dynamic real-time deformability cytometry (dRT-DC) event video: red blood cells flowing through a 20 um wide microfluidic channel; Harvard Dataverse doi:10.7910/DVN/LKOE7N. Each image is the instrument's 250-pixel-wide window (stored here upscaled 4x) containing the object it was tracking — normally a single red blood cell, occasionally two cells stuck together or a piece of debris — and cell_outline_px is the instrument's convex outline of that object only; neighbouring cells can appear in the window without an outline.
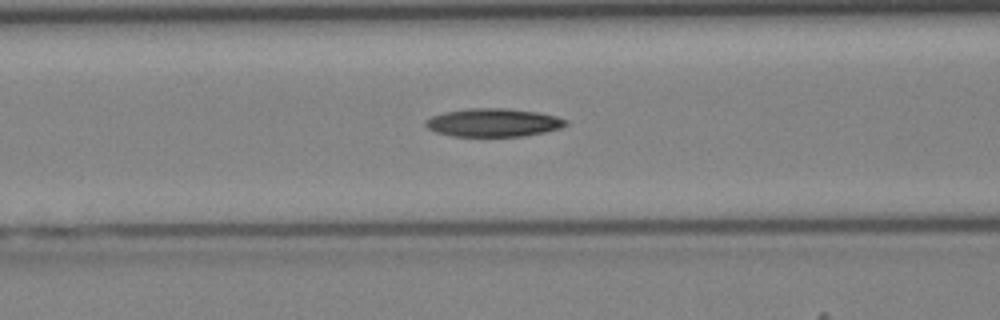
{"species": "Egyptian fruit bat (a non-hibernating species)", "species_latin": "Rousettus aegyptiacus", "temperature_condition": "cold", "stored_images_in_passage": 33, "camera_frame_rate_fps": 3000, "um_per_image_px": 0.085, "animal": {"sex": "female"}, "frame": {"image": 1, "passage_image": 10, "time_ms": 3.0, "image_size_px": [1000, 320], "cell_outline_px": [[568, 124], [560, 128], [544, 132], [524, 136], [452, 136], [436, 132], [428, 128], [424, 124], [424, 120], [432, 116], [444, 112], [472, 108], [508, 108], [536, 112], [556, 116], [568, 120]], "centroid_in_image_um": [41.93, 10.42], "position_along_channel_um": 124.7, "area_um2": 23.06}}
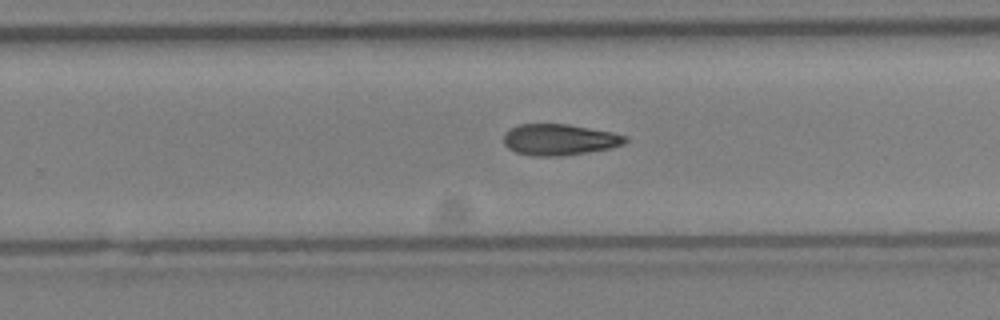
{"frame": {"image": 2, "passage_image": 20, "time_ms": 6.333, "image_size_px": [1000, 320], "cell_outline_px": [[628, 140], [624, 144], [612, 148], [564, 156], [532, 156], [516, 152], [508, 148], [504, 144], [504, 136], [512, 128], [520, 124], [568, 124], [612, 132], [628, 136]], "centroid_in_image_um": [47.59, 11.88], "position_along_channel_um": 282.2, "area_um2": 22.14}}
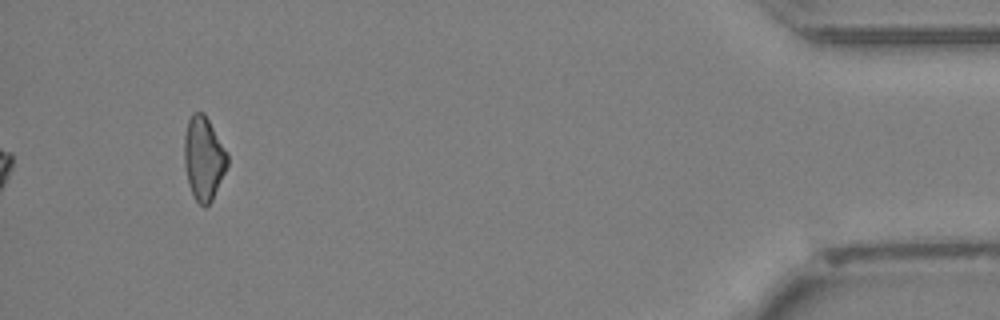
{"frame": {"image": 3, "passage_image": 33, "time_ms": 10.667, "image_size_px": [1000, 320], "cell_outline_px": [[228, 164], [212, 200], [204, 208], [192, 196], [188, 184], [184, 164], [184, 136], [188, 120], [192, 112], [204, 112], [228, 152]], "centroid_in_image_um": [17.3, 13.44], "position_along_channel_um": 417.9, "area_um2": 21.21}}